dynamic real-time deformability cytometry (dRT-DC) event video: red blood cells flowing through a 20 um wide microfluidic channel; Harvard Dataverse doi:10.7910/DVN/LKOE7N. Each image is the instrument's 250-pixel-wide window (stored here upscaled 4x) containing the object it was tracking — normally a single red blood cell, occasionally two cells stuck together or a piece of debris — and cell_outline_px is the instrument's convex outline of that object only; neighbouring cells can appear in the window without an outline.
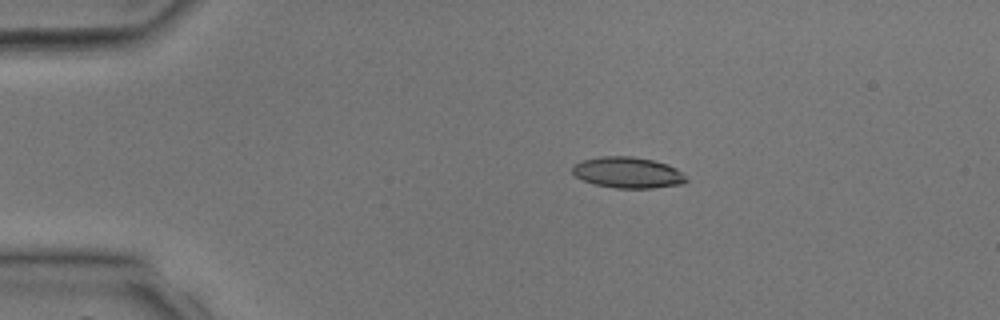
{"species": "common noctule bat (a hibernating species)", "species_latin": "Nyctalus noctula", "temperature_condition": "room temperature", "stored_images_in_passage": 9, "camera_frame_rate_fps": 3000, "um_per_image_px": 0.085, "animal": {"sex": "male", "body_mass_g": 17.9, "forearm_length_mm": 54.2}, "frame": {"image": 1, "passage_image": 5, "time_ms": 1.333, "image_size_px": [1000, 320], "cell_outline_px": [[688, 180], [684, 184], [652, 188], [616, 188], [596, 184], [584, 180], [576, 176], [572, 172], [572, 168], [580, 160], [600, 156], [632, 156], [652, 160], [668, 164], [676, 168]], "centroid_in_image_um": [53.37, 14.66], "position_along_channel_um": 31.6, "area_um2": 20.52}}